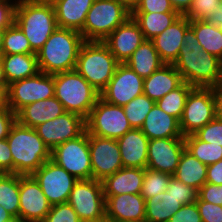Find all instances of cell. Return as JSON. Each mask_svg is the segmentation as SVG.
Here are the masks:
<instances>
[{
	"instance_id": "6da1fadb",
	"label": "cell",
	"mask_w": 222,
	"mask_h": 222,
	"mask_svg": "<svg viewBox=\"0 0 222 222\" xmlns=\"http://www.w3.org/2000/svg\"><path fill=\"white\" fill-rule=\"evenodd\" d=\"M183 39L184 45L173 64L183 82L202 88H212L217 85L221 79L222 61L201 48L191 28L186 31Z\"/></svg>"
},
{
	"instance_id": "7a4b0ae2",
	"label": "cell",
	"mask_w": 222,
	"mask_h": 222,
	"mask_svg": "<svg viewBox=\"0 0 222 222\" xmlns=\"http://www.w3.org/2000/svg\"><path fill=\"white\" fill-rule=\"evenodd\" d=\"M84 42L80 32L57 27L42 48L36 52L39 70L50 75L75 70L79 51Z\"/></svg>"
},
{
	"instance_id": "3957f363",
	"label": "cell",
	"mask_w": 222,
	"mask_h": 222,
	"mask_svg": "<svg viewBox=\"0 0 222 222\" xmlns=\"http://www.w3.org/2000/svg\"><path fill=\"white\" fill-rule=\"evenodd\" d=\"M7 142L13 158V173L17 175H32L51 159V150L35 128L26 127L17 120L9 131Z\"/></svg>"
},
{
	"instance_id": "277c9868",
	"label": "cell",
	"mask_w": 222,
	"mask_h": 222,
	"mask_svg": "<svg viewBox=\"0 0 222 222\" xmlns=\"http://www.w3.org/2000/svg\"><path fill=\"white\" fill-rule=\"evenodd\" d=\"M54 92L65 111L85 120L100 97V93L76 70L54 74Z\"/></svg>"
},
{
	"instance_id": "5b68a950",
	"label": "cell",
	"mask_w": 222,
	"mask_h": 222,
	"mask_svg": "<svg viewBox=\"0 0 222 222\" xmlns=\"http://www.w3.org/2000/svg\"><path fill=\"white\" fill-rule=\"evenodd\" d=\"M14 23L27 37L35 53L42 48L58 27L54 6L34 2L16 4Z\"/></svg>"
},
{
	"instance_id": "8992f818",
	"label": "cell",
	"mask_w": 222,
	"mask_h": 222,
	"mask_svg": "<svg viewBox=\"0 0 222 222\" xmlns=\"http://www.w3.org/2000/svg\"><path fill=\"white\" fill-rule=\"evenodd\" d=\"M119 64L103 41H85L80 48L75 70L101 93Z\"/></svg>"
},
{
	"instance_id": "52a82bcc",
	"label": "cell",
	"mask_w": 222,
	"mask_h": 222,
	"mask_svg": "<svg viewBox=\"0 0 222 222\" xmlns=\"http://www.w3.org/2000/svg\"><path fill=\"white\" fill-rule=\"evenodd\" d=\"M130 16L119 0H95L80 33L85 41H103Z\"/></svg>"
},
{
	"instance_id": "ba28073f",
	"label": "cell",
	"mask_w": 222,
	"mask_h": 222,
	"mask_svg": "<svg viewBox=\"0 0 222 222\" xmlns=\"http://www.w3.org/2000/svg\"><path fill=\"white\" fill-rule=\"evenodd\" d=\"M85 124L88 134L116 140L133 129L122 106L107 103L100 97L85 120Z\"/></svg>"
},
{
	"instance_id": "9c48e42d",
	"label": "cell",
	"mask_w": 222,
	"mask_h": 222,
	"mask_svg": "<svg viewBox=\"0 0 222 222\" xmlns=\"http://www.w3.org/2000/svg\"><path fill=\"white\" fill-rule=\"evenodd\" d=\"M51 160L78 180L92 179L87 131L85 130L77 138L68 140L51 150Z\"/></svg>"
},
{
	"instance_id": "30bf717a",
	"label": "cell",
	"mask_w": 222,
	"mask_h": 222,
	"mask_svg": "<svg viewBox=\"0 0 222 222\" xmlns=\"http://www.w3.org/2000/svg\"><path fill=\"white\" fill-rule=\"evenodd\" d=\"M68 203L82 222H98L106 219L102 181L78 180L73 186Z\"/></svg>"
},
{
	"instance_id": "8fae6325",
	"label": "cell",
	"mask_w": 222,
	"mask_h": 222,
	"mask_svg": "<svg viewBox=\"0 0 222 222\" xmlns=\"http://www.w3.org/2000/svg\"><path fill=\"white\" fill-rule=\"evenodd\" d=\"M7 106L17 114L26 105L55 96L54 75L38 72L8 85Z\"/></svg>"
},
{
	"instance_id": "7c38bea8",
	"label": "cell",
	"mask_w": 222,
	"mask_h": 222,
	"mask_svg": "<svg viewBox=\"0 0 222 222\" xmlns=\"http://www.w3.org/2000/svg\"><path fill=\"white\" fill-rule=\"evenodd\" d=\"M216 117V103L212 88L194 87L188 94L180 129L183 137L195 134Z\"/></svg>"
},
{
	"instance_id": "4fadbf2b",
	"label": "cell",
	"mask_w": 222,
	"mask_h": 222,
	"mask_svg": "<svg viewBox=\"0 0 222 222\" xmlns=\"http://www.w3.org/2000/svg\"><path fill=\"white\" fill-rule=\"evenodd\" d=\"M51 205L67 203L74 184L78 181L53 160H47L32 175Z\"/></svg>"
},
{
	"instance_id": "5bb4252c",
	"label": "cell",
	"mask_w": 222,
	"mask_h": 222,
	"mask_svg": "<svg viewBox=\"0 0 222 222\" xmlns=\"http://www.w3.org/2000/svg\"><path fill=\"white\" fill-rule=\"evenodd\" d=\"M144 79L126 64H119L116 71L101 91L100 98L107 103L124 106L143 94Z\"/></svg>"
},
{
	"instance_id": "9a60e30c",
	"label": "cell",
	"mask_w": 222,
	"mask_h": 222,
	"mask_svg": "<svg viewBox=\"0 0 222 222\" xmlns=\"http://www.w3.org/2000/svg\"><path fill=\"white\" fill-rule=\"evenodd\" d=\"M89 151L92 179L103 181L123 168L116 139L101 138L89 134Z\"/></svg>"
},
{
	"instance_id": "2e32d148",
	"label": "cell",
	"mask_w": 222,
	"mask_h": 222,
	"mask_svg": "<svg viewBox=\"0 0 222 222\" xmlns=\"http://www.w3.org/2000/svg\"><path fill=\"white\" fill-rule=\"evenodd\" d=\"M40 138L50 150L80 136L86 130L85 119L81 116L65 112L53 120L35 127Z\"/></svg>"
},
{
	"instance_id": "e0dca14e",
	"label": "cell",
	"mask_w": 222,
	"mask_h": 222,
	"mask_svg": "<svg viewBox=\"0 0 222 222\" xmlns=\"http://www.w3.org/2000/svg\"><path fill=\"white\" fill-rule=\"evenodd\" d=\"M19 222H42L51 204L31 176L19 175Z\"/></svg>"
},
{
	"instance_id": "ac0fdd59",
	"label": "cell",
	"mask_w": 222,
	"mask_h": 222,
	"mask_svg": "<svg viewBox=\"0 0 222 222\" xmlns=\"http://www.w3.org/2000/svg\"><path fill=\"white\" fill-rule=\"evenodd\" d=\"M184 149V138H157L149 140L147 168L173 176Z\"/></svg>"
},
{
	"instance_id": "d6986e66",
	"label": "cell",
	"mask_w": 222,
	"mask_h": 222,
	"mask_svg": "<svg viewBox=\"0 0 222 222\" xmlns=\"http://www.w3.org/2000/svg\"><path fill=\"white\" fill-rule=\"evenodd\" d=\"M144 40L138 23L130 16L106 37L103 42L108 46L116 60L120 64H124Z\"/></svg>"
},
{
	"instance_id": "ffe728a7",
	"label": "cell",
	"mask_w": 222,
	"mask_h": 222,
	"mask_svg": "<svg viewBox=\"0 0 222 222\" xmlns=\"http://www.w3.org/2000/svg\"><path fill=\"white\" fill-rule=\"evenodd\" d=\"M105 217L108 222L145 220V199L139 194L105 196Z\"/></svg>"
},
{
	"instance_id": "44dd1931",
	"label": "cell",
	"mask_w": 222,
	"mask_h": 222,
	"mask_svg": "<svg viewBox=\"0 0 222 222\" xmlns=\"http://www.w3.org/2000/svg\"><path fill=\"white\" fill-rule=\"evenodd\" d=\"M189 28L190 20L184 15H181L162 33L151 40L161 60L165 64L175 63L180 49L184 45V35Z\"/></svg>"
},
{
	"instance_id": "7402d4cb",
	"label": "cell",
	"mask_w": 222,
	"mask_h": 222,
	"mask_svg": "<svg viewBox=\"0 0 222 222\" xmlns=\"http://www.w3.org/2000/svg\"><path fill=\"white\" fill-rule=\"evenodd\" d=\"M123 167L147 168L148 137L141 129L133 128L117 139Z\"/></svg>"
},
{
	"instance_id": "603a6c76",
	"label": "cell",
	"mask_w": 222,
	"mask_h": 222,
	"mask_svg": "<svg viewBox=\"0 0 222 222\" xmlns=\"http://www.w3.org/2000/svg\"><path fill=\"white\" fill-rule=\"evenodd\" d=\"M145 169L123 167L102 181L104 196L139 194Z\"/></svg>"
},
{
	"instance_id": "cb8c5ba5",
	"label": "cell",
	"mask_w": 222,
	"mask_h": 222,
	"mask_svg": "<svg viewBox=\"0 0 222 222\" xmlns=\"http://www.w3.org/2000/svg\"><path fill=\"white\" fill-rule=\"evenodd\" d=\"M141 131L149 140L157 138H184L180 121L164 112L156 104L147 114Z\"/></svg>"
},
{
	"instance_id": "d4e9b609",
	"label": "cell",
	"mask_w": 222,
	"mask_h": 222,
	"mask_svg": "<svg viewBox=\"0 0 222 222\" xmlns=\"http://www.w3.org/2000/svg\"><path fill=\"white\" fill-rule=\"evenodd\" d=\"M65 112L63 104L54 96L26 105L16 114V120L26 127L35 128Z\"/></svg>"
},
{
	"instance_id": "484cf974",
	"label": "cell",
	"mask_w": 222,
	"mask_h": 222,
	"mask_svg": "<svg viewBox=\"0 0 222 222\" xmlns=\"http://www.w3.org/2000/svg\"><path fill=\"white\" fill-rule=\"evenodd\" d=\"M182 83L181 75L174 65L164 64L144 79L143 94L156 102Z\"/></svg>"
},
{
	"instance_id": "4316f807",
	"label": "cell",
	"mask_w": 222,
	"mask_h": 222,
	"mask_svg": "<svg viewBox=\"0 0 222 222\" xmlns=\"http://www.w3.org/2000/svg\"><path fill=\"white\" fill-rule=\"evenodd\" d=\"M94 1L58 0L53 4L58 27L81 32Z\"/></svg>"
},
{
	"instance_id": "83f0119b",
	"label": "cell",
	"mask_w": 222,
	"mask_h": 222,
	"mask_svg": "<svg viewBox=\"0 0 222 222\" xmlns=\"http://www.w3.org/2000/svg\"><path fill=\"white\" fill-rule=\"evenodd\" d=\"M1 61L7 85L40 72L36 54H4Z\"/></svg>"
},
{
	"instance_id": "f1b7e54d",
	"label": "cell",
	"mask_w": 222,
	"mask_h": 222,
	"mask_svg": "<svg viewBox=\"0 0 222 222\" xmlns=\"http://www.w3.org/2000/svg\"><path fill=\"white\" fill-rule=\"evenodd\" d=\"M124 64L145 79L165 63L161 60L153 42L144 40Z\"/></svg>"
},
{
	"instance_id": "f546056e",
	"label": "cell",
	"mask_w": 222,
	"mask_h": 222,
	"mask_svg": "<svg viewBox=\"0 0 222 222\" xmlns=\"http://www.w3.org/2000/svg\"><path fill=\"white\" fill-rule=\"evenodd\" d=\"M206 173L207 165L184 149L173 176L182 183L199 190L206 183Z\"/></svg>"
},
{
	"instance_id": "4dcf8cb0",
	"label": "cell",
	"mask_w": 222,
	"mask_h": 222,
	"mask_svg": "<svg viewBox=\"0 0 222 222\" xmlns=\"http://www.w3.org/2000/svg\"><path fill=\"white\" fill-rule=\"evenodd\" d=\"M183 204L171 193L162 192L145 201V220L148 222H168Z\"/></svg>"
},
{
	"instance_id": "1f68e13d",
	"label": "cell",
	"mask_w": 222,
	"mask_h": 222,
	"mask_svg": "<svg viewBox=\"0 0 222 222\" xmlns=\"http://www.w3.org/2000/svg\"><path fill=\"white\" fill-rule=\"evenodd\" d=\"M131 16L138 23L144 39L152 40L155 36L162 33L181 15L178 12H132Z\"/></svg>"
},
{
	"instance_id": "d6a6232c",
	"label": "cell",
	"mask_w": 222,
	"mask_h": 222,
	"mask_svg": "<svg viewBox=\"0 0 222 222\" xmlns=\"http://www.w3.org/2000/svg\"><path fill=\"white\" fill-rule=\"evenodd\" d=\"M201 48L222 61V29H215L206 20L190 21Z\"/></svg>"
},
{
	"instance_id": "836d02e7",
	"label": "cell",
	"mask_w": 222,
	"mask_h": 222,
	"mask_svg": "<svg viewBox=\"0 0 222 222\" xmlns=\"http://www.w3.org/2000/svg\"><path fill=\"white\" fill-rule=\"evenodd\" d=\"M0 205L19 221V175L0 173Z\"/></svg>"
},
{
	"instance_id": "e575fe53",
	"label": "cell",
	"mask_w": 222,
	"mask_h": 222,
	"mask_svg": "<svg viewBox=\"0 0 222 222\" xmlns=\"http://www.w3.org/2000/svg\"><path fill=\"white\" fill-rule=\"evenodd\" d=\"M185 149L205 165L222 159V146L199 140L194 134L184 137Z\"/></svg>"
},
{
	"instance_id": "d590c367",
	"label": "cell",
	"mask_w": 222,
	"mask_h": 222,
	"mask_svg": "<svg viewBox=\"0 0 222 222\" xmlns=\"http://www.w3.org/2000/svg\"><path fill=\"white\" fill-rule=\"evenodd\" d=\"M194 87L183 82L175 90L170 91L164 97L155 102L167 114L177 118L179 121L182 118L185 103L189 92Z\"/></svg>"
},
{
	"instance_id": "8d00e7d4",
	"label": "cell",
	"mask_w": 222,
	"mask_h": 222,
	"mask_svg": "<svg viewBox=\"0 0 222 222\" xmlns=\"http://www.w3.org/2000/svg\"><path fill=\"white\" fill-rule=\"evenodd\" d=\"M3 52L4 54H36L31 49L27 37L15 23L4 29Z\"/></svg>"
},
{
	"instance_id": "74e56055",
	"label": "cell",
	"mask_w": 222,
	"mask_h": 222,
	"mask_svg": "<svg viewBox=\"0 0 222 222\" xmlns=\"http://www.w3.org/2000/svg\"><path fill=\"white\" fill-rule=\"evenodd\" d=\"M154 105L155 101L144 94L135 97L128 104L124 105L125 116L129 120L131 127L140 129Z\"/></svg>"
},
{
	"instance_id": "f35d334b",
	"label": "cell",
	"mask_w": 222,
	"mask_h": 222,
	"mask_svg": "<svg viewBox=\"0 0 222 222\" xmlns=\"http://www.w3.org/2000/svg\"><path fill=\"white\" fill-rule=\"evenodd\" d=\"M172 175L145 168L140 195L146 200L166 192Z\"/></svg>"
},
{
	"instance_id": "ab89813d",
	"label": "cell",
	"mask_w": 222,
	"mask_h": 222,
	"mask_svg": "<svg viewBox=\"0 0 222 222\" xmlns=\"http://www.w3.org/2000/svg\"><path fill=\"white\" fill-rule=\"evenodd\" d=\"M167 192L171 193L183 205L192 204L196 202L198 198L197 189L182 183L174 176H172L169 181Z\"/></svg>"
},
{
	"instance_id": "60d3db41",
	"label": "cell",
	"mask_w": 222,
	"mask_h": 222,
	"mask_svg": "<svg viewBox=\"0 0 222 222\" xmlns=\"http://www.w3.org/2000/svg\"><path fill=\"white\" fill-rule=\"evenodd\" d=\"M219 6L220 0H193L191 7L184 16L190 21L206 20Z\"/></svg>"
},
{
	"instance_id": "b9f144b4",
	"label": "cell",
	"mask_w": 222,
	"mask_h": 222,
	"mask_svg": "<svg viewBox=\"0 0 222 222\" xmlns=\"http://www.w3.org/2000/svg\"><path fill=\"white\" fill-rule=\"evenodd\" d=\"M42 222H82L73 207L67 203L51 205L49 213Z\"/></svg>"
},
{
	"instance_id": "7bdbcfd3",
	"label": "cell",
	"mask_w": 222,
	"mask_h": 222,
	"mask_svg": "<svg viewBox=\"0 0 222 222\" xmlns=\"http://www.w3.org/2000/svg\"><path fill=\"white\" fill-rule=\"evenodd\" d=\"M194 135L206 143L222 146V119L215 117Z\"/></svg>"
},
{
	"instance_id": "ee69618b",
	"label": "cell",
	"mask_w": 222,
	"mask_h": 222,
	"mask_svg": "<svg viewBox=\"0 0 222 222\" xmlns=\"http://www.w3.org/2000/svg\"><path fill=\"white\" fill-rule=\"evenodd\" d=\"M196 205L202 222H222V206L197 198Z\"/></svg>"
},
{
	"instance_id": "f6af8a7d",
	"label": "cell",
	"mask_w": 222,
	"mask_h": 222,
	"mask_svg": "<svg viewBox=\"0 0 222 222\" xmlns=\"http://www.w3.org/2000/svg\"><path fill=\"white\" fill-rule=\"evenodd\" d=\"M168 222H202L196 202L183 205Z\"/></svg>"
},
{
	"instance_id": "bcb514c9",
	"label": "cell",
	"mask_w": 222,
	"mask_h": 222,
	"mask_svg": "<svg viewBox=\"0 0 222 222\" xmlns=\"http://www.w3.org/2000/svg\"><path fill=\"white\" fill-rule=\"evenodd\" d=\"M133 12H177L174 10L170 0H141Z\"/></svg>"
},
{
	"instance_id": "7dc6e473",
	"label": "cell",
	"mask_w": 222,
	"mask_h": 222,
	"mask_svg": "<svg viewBox=\"0 0 222 222\" xmlns=\"http://www.w3.org/2000/svg\"><path fill=\"white\" fill-rule=\"evenodd\" d=\"M198 198L222 206V185L205 183L198 190Z\"/></svg>"
},
{
	"instance_id": "c3c4849f",
	"label": "cell",
	"mask_w": 222,
	"mask_h": 222,
	"mask_svg": "<svg viewBox=\"0 0 222 222\" xmlns=\"http://www.w3.org/2000/svg\"><path fill=\"white\" fill-rule=\"evenodd\" d=\"M16 3L11 0H0V29H6L14 23Z\"/></svg>"
},
{
	"instance_id": "681fc988",
	"label": "cell",
	"mask_w": 222,
	"mask_h": 222,
	"mask_svg": "<svg viewBox=\"0 0 222 222\" xmlns=\"http://www.w3.org/2000/svg\"><path fill=\"white\" fill-rule=\"evenodd\" d=\"M16 122V114L8 107L0 108V140L7 139L12 125Z\"/></svg>"
},
{
	"instance_id": "f907efd6",
	"label": "cell",
	"mask_w": 222,
	"mask_h": 222,
	"mask_svg": "<svg viewBox=\"0 0 222 222\" xmlns=\"http://www.w3.org/2000/svg\"><path fill=\"white\" fill-rule=\"evenodd\" d=\"M0 173H13V158L7 139L0 140Z\"/></svg>"
},
{
	"instance_id": "816d5d0a",
	"label": "cell",
	"mask_w": 222,
	"mask_h": 222,
	"mask_svg": "<svg viewBox=\"0 0 222 222\" xmlns=\"http://www.w3.org/2000/svg\"><path fill=\"white\" fill-rule=\"evenodd\" d=\"M206 183L222 185V159L207 166Z\"/></svg>"
},
{
	"instance_id": "f5cc1de1",
	"label": "cell",
	"mask_w": 222,
	"mask_h": 222,
	"mask_svg": "<svg viewBox=\"0 0 222 222\" xmlns=\"http://www.w3.org/2000/svg\"><path fill=\"white\" fill-rule=\"evenodd\" d=\"M206 21L215 29H222V6L215 8Z\"/></svg>"
},
{
	"instance_id": "db71d44e",
	"label": "cell",
	"mask_w": 222,
	"mask_h": 222,
	"mask_svg": "<svg viewBox=\"0 0 222 222\" xmlns=\"http://www.w3.org/2000/svg\"><path fill=\"white\" fill-rule=\"evenodd\" d=\"M212 89L216 103V117L222 119V85L218 83Z\"/></svg>"
},
{
	"instance_id": "11a10c76",
	"label": "cell",
	"mask_w": 222,
	"mask_h": 222,
	"mask_svg": "<svg viewBox=\"0 0 222 222\" xmlns=\"http://www.w3.org/2000/svg\"><path fill=\"white\" fill-rule=\"evenodd\" d=\"M193 0H170L174 10L180 15H184L192 5Z\"/></svg>"
},
{
	"instance_id": "9f6ffc18",
	"label": "cell",
	"mask_w": 222,
	"mask_h": 222,
	"mask_svg": "<svg viewBox=\"0 0 222 222\" xmlns=\"http://www.w3.org/2000/svg\"><path fill=\"white\" fill-rule=\"evenodd\" d=\"M7 84H0V108L7 106Z\"/></svg>"
},
{
	"instance_id": "6f0895ef",
	"label": "cell",
	"mask_w": 222,
	"mask_h": 222,
	"mask_svg": "<svg viewBox=\"0 0 222 222\" xmlns=\"http://www.w3.org/2000/svg\"><path fill=\"white\" fill-rule=\"evenodd\" d=\"M16 219L0 205V222H15Z\"/></svg>"
},
{
	"instance_id": "680465c9",
	"label": "cell",
	"mask_w": 222,
	"mask_h": 222,
	"mask_svg": "<svg viewBox=\"0 0 222 222\" xmlns=\"http://www.w3.org/2000/svg\"><path fill=\"white\" fill-rule=\"evenodd\" d=\"M131 13L140 4L141 0H119Z\"/></svg>"
},
{
	"instance_id": "91938a15",
	"label": "cell",
	"mask_w": 222,
	"mask_h": 222,
	"mask_svg": "<svg viewBox=\"0 0 222 222\" xmlns=\"http://www.w3.org/2000/svg\"><path fill=\"white\" fill-rule=\"evenodd\" d=\"M3 36H4V29H0V59L3 57Z\"/></svg>"
},
{
	"instance_id": "94428289",
	"label": "cell",
	"mask_w": 222,
	"mask_h": 222,
	"mask_svg": "<svg viewBox=\"0 0 222 222\" xmlns=\"http://www.w3.org/2000/svg\"><path fill=\"white\" fill-rule=\"evenodd\" d=\"M0 84H7L5 76H4L3 65H2L1 59H0Z\"/></svg>"
},
{
	"instance_id": "6125c7cd",
	"label": "cell",
	"mask_w": 222,
	"mask_h": 222,
	"mask_svg": "<svg viewBox=\"0 0 222 222\" xmlns=\"http://www.w3.org/2000/svg\"><path fill=\"white\" fill-rule=\"evenodd\" d=\"M57 1H58V0H34V3L53 5V4H55Z\"/></svg>"
},
{
	"instance_id": "be15d7a7",
	"label": "cell",
	"mask_w": 222,
	"mask_h": 222,
	"mask_svg": "<svg viewBox=\"0 0 222 222\" xmlns=\"http://www.w3.org/2000/svg\"><path fill=\"white\" fill-rule=\"evenodd\" d=\"M13 2H14V0H13ZM21 2H34V0H17V1L15 0L16 4L21 3Z\"/></svg>"
},
{
	"instance_id": "e7e4bbea",
	"label": "cell",
	"mask_w": 222,
	"mask_h": 222,
	"mask_svg": "<svg viewBox=\"0 0 222 222\" xmlns=\"http://www.w3.org/2000/svg\"><path fill=\"white\" fill-rule=\"evenodd\" d=\"M219 83L222 85V62H221V79Z\"/></svg>"
},
{
	"instance_id": "03108f58",
	"label": "cell",
	"mask_w": 222,
	"mask_h": 222,
	"mask_svg": "<svg viewBox=\"0 0 222 222\" xmlns=\"http://www.w3.org/2000/svg\"><path fill=\"white\" fill-rule=\"evenodd\" d=\"M98 222H108V220L104 219V220H101V221H98Z\"/></svg>"
}]
</instances>
